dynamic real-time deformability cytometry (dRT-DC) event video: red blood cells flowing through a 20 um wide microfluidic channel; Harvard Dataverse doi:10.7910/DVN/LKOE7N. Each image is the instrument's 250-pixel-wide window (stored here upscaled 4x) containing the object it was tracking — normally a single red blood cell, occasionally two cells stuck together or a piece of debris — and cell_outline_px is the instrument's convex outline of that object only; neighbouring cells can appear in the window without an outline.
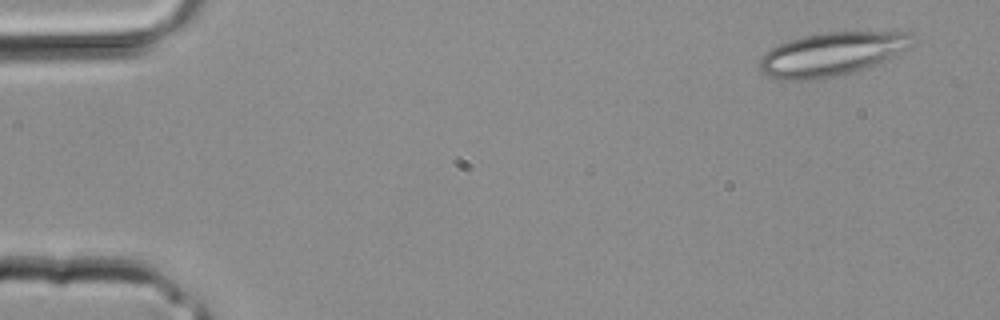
{"species": "common noctule bat (a hibernating species)", "species_latin": "Nyctalus noctula", "temperature_condition": "room temperature", "stored_images_in_passage": 3, "camera_frame_rate_fps": 3000, "um_per_image_px": 0.085, "animal": {"sex": "male", "body_mass_g": 20.4}, "frame": {"image": 1, "passage_image": 1, "time_ms": 0.0, "image_size_px": [1000, 320], "cell_outline_px": [[912, 44], [908, 48], [888, 60], [868, 68], [836, 76], [816, 80], [780, 80], [768, 76], [760, 72], [760, 56], [764, 52], [788, 40], [804, 36], [824, 32], [912, 32]], "centroid_in_image_um": [70.69, 4.61], "position_along_channel_um": 14.3, "area_um2": 38.96}}